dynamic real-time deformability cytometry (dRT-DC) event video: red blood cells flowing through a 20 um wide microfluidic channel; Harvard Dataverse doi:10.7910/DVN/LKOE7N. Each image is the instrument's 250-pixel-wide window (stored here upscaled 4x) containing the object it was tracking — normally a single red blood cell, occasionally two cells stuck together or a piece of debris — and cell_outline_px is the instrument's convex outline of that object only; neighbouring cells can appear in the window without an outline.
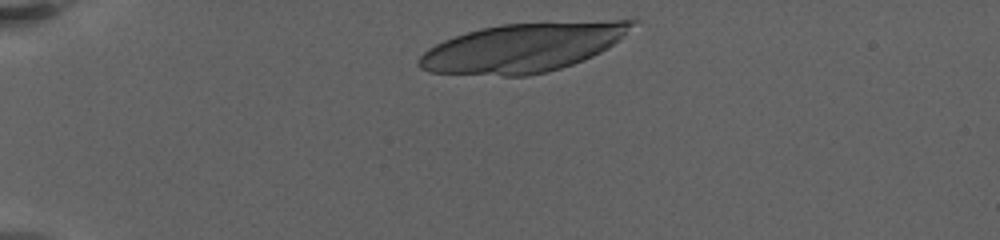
{"species": "human", "species_latin": "Homo sapiens", "temperature_condition": "warm", "stored_images_in_passage": 13, "camera_frame_rate_fps": 3000, "um_per_image_px": 0.085, "donor": {"sex": "female"}, "frame": {"image": 1, "passage_image": 3, "time_ms": 0.333, "image_size_px": [1000, 240], "cell_outline_px": [[640, 20], [608, 48], [592, 56], [572, 64], [560, 68], [528, 76], [504, 76], [428, 72], [420, 68], [416, 64], [416, 60], [428, 48], [444, 40], [480, 28], [500, 24], [632, 16]], "centroid_in_image_um": [44.57, 3.98], "position_along_channel_um": 40.4, "area_um2": 62.19}}